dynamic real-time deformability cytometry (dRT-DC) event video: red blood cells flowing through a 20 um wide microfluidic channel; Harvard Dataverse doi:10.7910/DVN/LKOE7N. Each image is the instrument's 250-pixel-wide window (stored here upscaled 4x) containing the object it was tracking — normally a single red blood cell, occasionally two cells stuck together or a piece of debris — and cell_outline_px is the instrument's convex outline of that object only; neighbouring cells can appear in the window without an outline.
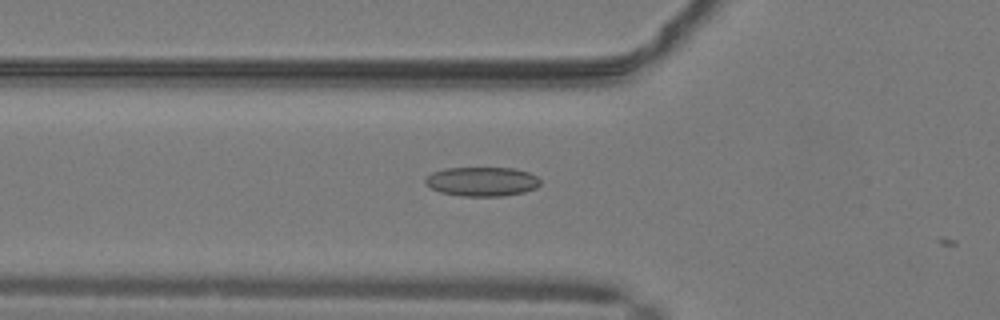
{"species": "common noctule bat (a hibernating species)", "species_latin": "Nyctalus noctula", "temperature_condition": "warm", "stored_images_in_passage": 5, "camera_frame_rate_fps": 3000, "um_per_image_px": 0.085, "animal": {"sex": "male", "body_mass_g": 19.2, "forearm_length_mm": 51.8}, "frame": {"image": 1, "passage_image": 4, "time_ms": 1.0, "image_size_px": [1000, 320], "cell_outline_px": [[540, 184], [536, 188], [524, 192], [504, 196], [460, 196], [440, 192], [424, 184], [424, 176], [432, 172], [444, 168], [516, 168], [528, 172], [536, 176], [540, 180]], "centroid_in_image_um": [40.93, 15.43], "position_along_channel_um": 84.9, "area_um2": 19.83}}